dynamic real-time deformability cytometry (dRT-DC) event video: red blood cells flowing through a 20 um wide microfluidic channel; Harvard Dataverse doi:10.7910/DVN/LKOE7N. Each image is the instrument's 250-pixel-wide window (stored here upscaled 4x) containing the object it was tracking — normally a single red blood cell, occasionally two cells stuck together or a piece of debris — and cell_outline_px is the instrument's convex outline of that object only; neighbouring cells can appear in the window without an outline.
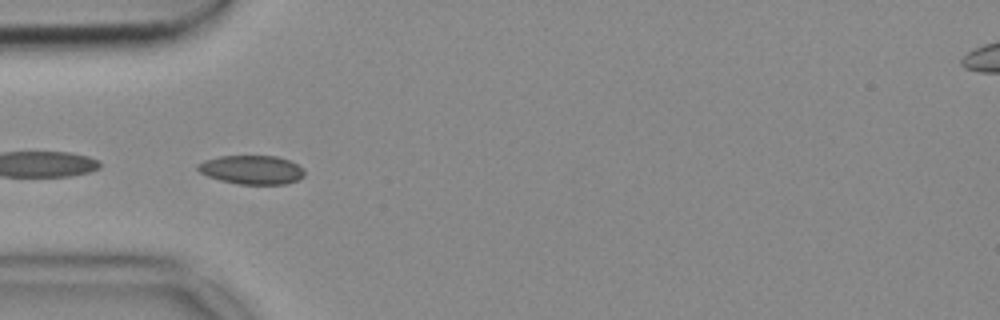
{"species": "common noctule bat (a hibernating species)", "species_latin": "Nyctalus noctula", "temperature_condition": "cold", "stored_images_in_passage": 31, "camera_frame_rate_fps": 3000, "um_per_image_px": 0.085, "animal": {"sex": "female", "body_mass_g": 18.4}, "frame": {"image": 1, "passage_image": 1, "time_ms": 0.0, "image_size_px": [1000, 320], "cell_outline_px": [[304, 176], [296, 180], [284, 184], [240, 184], [220, 180], [208, 176], [200, 172], [196, 168], [196, 164], [204, 160], [220, 156], [276, 156], [288, 160], [304, 168]], "centroid_in_image_um": [21.37, 14.42], "position_along_channel_um": 63.6, "area_um2": 17.86}}